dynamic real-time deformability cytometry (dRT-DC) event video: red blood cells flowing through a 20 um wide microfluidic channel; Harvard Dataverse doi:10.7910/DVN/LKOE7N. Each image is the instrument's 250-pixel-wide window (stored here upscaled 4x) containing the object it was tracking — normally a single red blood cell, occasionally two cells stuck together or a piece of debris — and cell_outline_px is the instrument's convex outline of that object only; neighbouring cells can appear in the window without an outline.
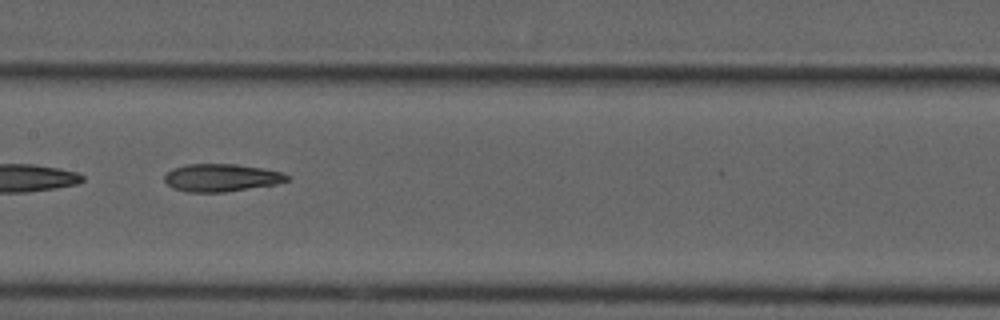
{"species": "common noctule bat (a hibernating species)", "species_latin": "Nyctalus noctula", "temperature_condition": "cold", "stored_images_in_passage": 53, "camera_frame_rate_fps": 3000, "um_per_image_px": 0.085, "animal": {"sex": "male", "forearm_length_mm": 52.5}, "frame": {"image": 1, "passage_image": 27, "time_ms": 8.667, "image_size_px": [1000, 320], "cell_outline_px": [[292, 176], [288, 180], [276, 184], [224, 192], [188, 192], [172, 188], [164, 180], [164, 176], [172, 168], [188, 164], [236, 164], [284, 172]], "centroid_in_image_um": [18.82, 15.1], "position_along_channel_um": 188.6, "area_um2": 19.77}}
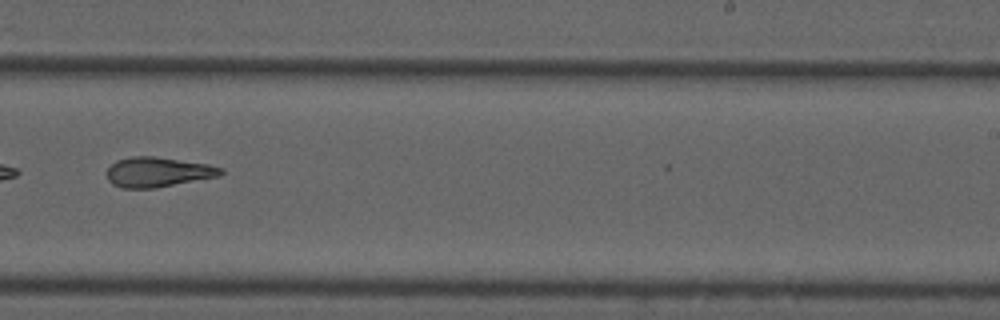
{"frame": {"image": 2, "passage_image": 34, "time_ms": 11.0, "image_size_px": [1000, 320], "cell_outline_px": [[224, 172], [220, 176], [204, 180], [156, 188], [124, 188], [112, 184], [108, 180], [108, 168], [116, 160], [132, 156], [156, 156], [208, 164], [224, 168]], "centroid_in_image_um": [13.48, 14.63], "position_along_channel_um": 275.5, "area_um2": 20.17}}
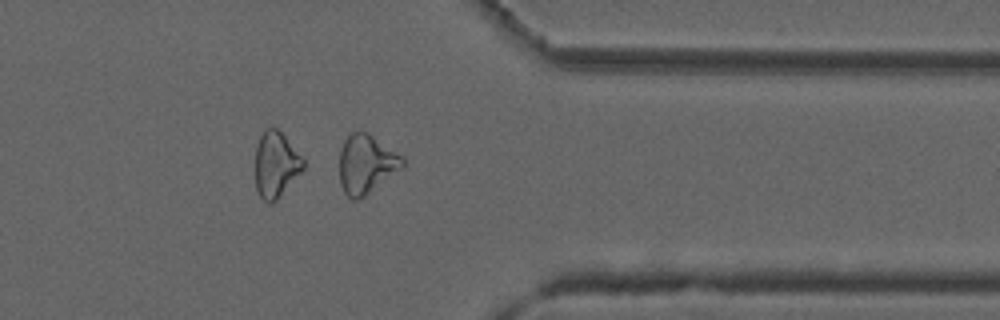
{"frame": {"image": 3, "passage_image": 43, "time_ms": 14.0, "image_size_px": [1000, 320], "cell_outline_px": [[404, 168], [360, 200], [352, 200], [344, 192], [340, 184], [340, 148], [348, 132], [368, 132], [400, 156], [404, 160]], "centroid_in_image_um": [31.12, 13.98], "position_along_channel_um": 380.3, "area_um2": 21.79}, "authors_computed_cell_mechanics": {"area_um2": 21.7906, "velocity_mm_per_s": 3.7492, "shape_relaxation_time_tau1_ms": null, "shape_relaxation_time_tau2_ms": 3.9969, "deformation_change_tau1": null, "deformation_change_tau2": 0.1508}}